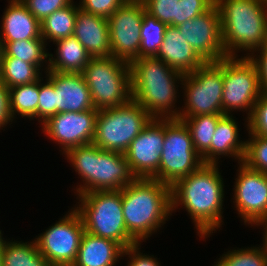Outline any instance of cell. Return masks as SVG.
<instances>
[{
	"mask_svg": "<svg viewBox=\"0 0 267 266\" xmlns=\"http://www.w3.org/2000/svg\"><path fill=\"white\" fill-rule=\"evenodd\" d=\"M79 8L87 13L108 19L126 0H80Z\"/></svg>",
	"mask_w": 267,
	"mask_h": 266,
	"instance_id": "39",
	"label": "cell"
},
{
	"mask_svg": "<svg viewBox=\"0 0 267 266\" xmlns=\"http://www.w3.org/2000/svg\"><path fill=\"white\" fill-rule=\"evenodd\" d=\"M234 203L244 224L254 226L267 219V174L239 162Z\"/></svg>",
	"mask_w": 267,
	"mask_h": 266,
	"instance_id": "14",
	"label": "cell"
},
{
	"mask_svg": "<svg viewBox=\"0 0 267 266\" xmlns=\"http://www.w3.org/2000/svg\"><path fill=\"white\" fill-rule=\"evenodd\" d=\"M1 53H2V46H1V43H0V59H1Z\"/></svg>",
	"mask_w": 267,
	"mask_h": 266,
	"instance_id": "47",
	"label": "cell"
},
{
	"mask_svg": "<svg viewBox=\"0 0 267 266\" xmlns=\"http://www.w3.org/2000/svg\"><path fill=\"white\" fill-rule=\"evenodd\" d=\"M86 232L117 242L123 249L137 244L128 234L124 221L121 190L93 191L78 196Z\"/></svg>",
	"mask_w": 267,
	"mask_h": 266,
	"instance_id": "6",
	"label": "cell"
},
{
	"mask_svg": "<svg viewBox=\"0 0 267 266\" xmlns=\"http://www.w3.org/2000/svg\"><path fill=\"white\" fill-rule=\"evenodd\" d=\"M185 106L179 117H192L201 114H221L223 95V59L205 62L194 72L184 74Z\"/></svg>",
	"mask_w": 267,
	"mask_h": 266,
	"instance_id": "10",
	"label": "cell"
},
{
	"mask_svg": "<svg viewBox=\"0 0 267 266\" xmlns=\"http://www.w3.org/2000/svg\"><path fill=\"white\" fill-rule=\"evenodd\" d=\"M246 141V152L243 159L249 168L267 174V137L249 133Z\"/></svg>",
	"mask_w": 267,
	"mask_h": 266,
	"instance_id": "33",
	"label": "cell"
},
{
	"mask_svg": "<svg viewBox=\"0 0 267 266\" xmlns=\"http://www.w3.org/2000/svg\"><path fill=\"white\" fill-rule=\"evenodd\" d=\"M167 27V24L147 12L144 13L140 33L139 58L157 56Z\"/></svg>",
	"mask_w": 267,
	"mask_h": 266,
	"instance_id": "31",
	"label": "cell"
},
{
	"mask_svg": "<svg viewBox=\"0 0 267 266\" xmlns=\"http://www.w3.org/2000/svg\"><path fill=\"white\" fill-rule=\"evenodd\" d=\"M121 194L126 228L137 243L148 239L172 215L171 187L159 180L136 178Z\"/></svg>",
	"mask_w": 267,
	"mask_h": 266,
	"instance_id": "3",
	"label": "cell"
},
{
	"mask_svg": "<svg viewBox=\"0 0 267 266\" xmlns=\"http://www.w3.org/2000/svg\"><path fill=\"white\" fill-rule=\"evenodd\" d=\"M220 258L214 266H267V254L262 246L232 249Z\"/></svg>",
	"mask_w": 267,
	"mask_h": 266,
	"instance_id": "32",
	"label": "cell"
},
{
	"mask_svg": "<svg viewBox=\"0 0 267 266\" xmlns=\"http://www.w3.org/2000/svg\"><path fill=\"white\" fill-rule=\"evenodd\" d=\"M130 73L132 100L153 118H179L180 110L174 109L178 93L176 86H179L176 83L183 81L184 74L156 56L133 60Z\"/></svg>",
	"mask_w": 267,
	"mask_h": 266,
	"instance_id": "2",
	"label": "cell"
},
{
	"mask_svg": "<svg viewBox=\"0 0 267 266\" xmlns=\"http://www.w3.org/2000/svg\"><path fill=\"white\" fill-rule=\"evenodd\" d=\"M260 52V55H249V58L255 63L259 78L262 94L267 95V42L259 49L255 50V52ZM258 56V57H257Z\"/></svg>",
	"mask_w": 267,
	"mask_h": 266,
	"instance_id": "41",
	"label": "cell"
},
{
	"mask_svg": "<svg viewBox=\"0 0 267 266\" xmlns=\"http://www.w3.org/2000/svg\"><path fill=\"white\" fill-rule=\"evenodd\" d=\"M74 36L91 57L111 56L108 19L79 8L75 19Z\"/></svg>",
	"mask_w": 267,
	"mask_h": 266,
	"instance_id": "19",
	"label": "cell"
},
{
	"mask_svg": "<svg viewBox=\"0 0 267 266\" xmlns=\"http://www.w3.org/2000/svg\"><path fill=\"white\" fill-rule=\"evenodd\" d=\"M9 5L2 16L0 43L17 40L43 39L41 24L21 0H9Z\"/></svg>",
	"mask_w": 267,
	"mask_h": 266,
	"instance_id": "20",
	"label": "cell"
},
{
	"mask_svg": "<svg viewBox=\"0 0 267 266\" xmlns=\"http://www.w3.org/2000/svg\"><path fill=\"white\" fill-rule=\"evenodd\" d=\"M40 76V69L34 64L15 57H1L0 59V80L8 89L36 82L42 78Z\"/></svg>",
	"mask_w": 267,
	"mask_h": 266,
	"instance_id": "28",
	"label": "cell"
},
{
	"mask_svg": "<svg viewBox=\"0 0 267 266\" xmlns=\"http://www.w3.org/2000/svg\"><path fill=\"white\" fill-rule=\"evenodd\" d=\"M38 101L39 80L9 88V111L12 119L16 113L25 118L37 119Z\"/></svg>",
	"mask_w": 267,
	"mask_h": 266,
	"instance_id": "29",
	"label": "cell"
},
{
	"mask_svg": "<svg viewBox=\"0 0 267 266\" xmlns=\"http://www.w3.org/2000/svg\"><path fill=\"white\" fill-rule=\"evenodd\" d=\"M2 266H52L39 252L36 241H6L2 249Z\"/></svg>",
	"mask_w": 267,
	"mask_h": 266,
	"instance_id": "26",
	"label": "cell"
},
{
	"mask_svg": "<svg viewBox=\"0 0 267 266\" xmlns=\"http://www.w3.org/2000/svg\"><path fill=\"white\" fill-rule=\"evenodd\" d=\"M46 83L39 79V101L37 109L38 121L42 124L56 115L55 86L46 78Z\"/></svg>",
	"mask_w": 267,
	"mask_h": 266,
	"instance_id": "35",
	"label": "cell"
},
{
	"mask_svg": "<svg viewBox=\"0 0 267 266\" xmlns=\"http://www.w3.org/2000/svg\"><path fill=\"white\" fill-rule=\"evenodd\" d=\"M45 45L47 43H45L44 39L7 42L2 47L1 57H15L24 62L34 64L41 69L45 61L48 63L47 59L49 58Z\"/></svg>",
	"mask_w": 267,
	"mask_h": 266,
	"instance_id": "30",
	"label": "cell"
},
{
	"mask_svg": "<svg viewBox=\"0 0 267 266\" xmlns=\"http://www.w3.org/2000/svg\"><path fill=\"white\" fill-rule=\"evenodd\" d=\"M141 243L129 246L123 250L122 256L129 255L130 258L127 266H161L160 263L155 259L154 256L145 255L139 250ZM143 254V255H142Z\"/></svg>",
	"mask_w": 267,
	"mask_h": 266,
	"instance_id": "40",
	"label": "cell"
},
{
	"mask_svg": "<svg viewBox=\"0 0 267 266\" xmlns=\"http://www.w3.org/2000/svg\"><path fill=\"white\" fill-rule=\"evenodd\" d=\"M180 0H142L145 11L157 20L176 26V10Z\"/></svg>",
	"mask_w": 267,
	"mask_h": 266,
	"instance_id": "34",
	"label": "cell"
},
{
	"mask_svg": "<svg viewBox=\"0 0 267 266\" xmlns=\"http://www.w3.org/2000/svg\"><path fill=\"white\" fill-rule=\"evenodd\" d=\"M3 235H2V232H1V230H0V249H3V247H4V244H5V240H3L4 238L2 237Z\"/></svg>",
	"mask_w": 267,
	"mask_h": 266,
	"instance_id": "44",
	"label": "cell"
},
{
	"mask_svg": "<svg viewBox=\"0 0 267 266\" xmlns=\"http://www.w3.org/2000/svg\"><path fill=\"white\" fill-rule=\"evenodd\" d=\"M145 7L142 1H126L109 18L111 55L131 63L139 59L141 25Z\"/></svg>",
	"mask_w": 267,
	"mask_h": 266,
	"instance_id": "13",
	"label": "cell"
},
{
	"mask_svg": "<svg viewBox=\"0 0 267 266\" xmlns=\"http://www.w3.org/2000/svg\"><path fill=\"white\" fill-rule=\"evenodd\" d=\"M193 146L189 128L179 119H165V138L157 180L172 187L203 165Z\"/></svg>",
	"mask_w": 267,
	"mask_h": 266,
	"instance_id": "9",
	"label": "cell"
},
{
	"mask_svg": "<svg viewBox=\"0 0 267 266\" xmlns=\"http://www.w3.org/2000/svg\"><path fill=\"white\" fill-rule=\"evenodd\" d=\"M67 214L34 239L39 252L52 266L73 265L85 232L78 211L72 208Z\"/></svg>",
	"mask_w": 267,
	"mask_h": 266,
	"instance_id": "12",
	"label": "cell"
},
{
	"mask_svg": "<svg viewBox=\"0 0 267 266\" xmlns=\"http://www.w3.org/2000/svg\"><path fill=\"white\" fill-rule=\"evenodd\" d=\"M123 250L117 242L85 231L72 266H114Z\"/></svg>",
	"mask_w": 267,
	"mask_h": 266,
	"instance_id": "23",
	"label": "cell"
},
{
	"mask_svg": "<svg viewBox=\"0 0 267 266\" xmlns=\"http://www.w3.org/2000/svg\"><path fill=\"white\" fill-rule=\"evenodd\" d=\"M222 116L221 114H201L178 118L189 128L193 146L201 157L210 150L212 137Z\"/></svg>",
	"mask_w": 267,
	"mask_h": 266,
	"instance_id": "27",
	"label": "cell"
},
{
	"mask_svg": "<svg viewBox=\"0 0 267 266\" xmlns=\"http://www.w3.org/2000/svg\"><path fill=\"white\" fill-rule=\"evenodd\" d=\"M64 155L83 181L75 188L78 196L121 190L136 179L124 153L103 150L91 143L71 148Z\"/></svg>",
	"mask_w": 267,
	"mask_h": 266,
	"instance_id": "4",
	"label": "cell"
},
{
	"mask_svg": "<svg viewBox=\"0 0 267 266\" xmlns=\"http://www.w3.org/2000/svg\"><path fill=\"white\" fill-rule=\"evenodd\" d=\"M153 117L137 102L98 110L93 144L107 151L125 153Z\"/></svg>",
	"mask_w": 267,
	"mask_h": 266,
	"instance_id": "8",
	"label": "cell"
},
{
	"mask_svg": "<svg viewBox=\"0 0 267 266\" xmlns=\"http://www.w3.org/2000/svg\"><path fill=\"white\" fill-rule=\"evenodd\" d=\"M156 57L182 74L192 73L205 63L185 40L183 34H180L178 27L171 25H168L165 31L163 43Z\"/></svg>",
	"mask_w": 267,
	"mask_h": 266,
	"instance_id": "21",
	"label": "cell"
},
{
	"mask_svg": "<svg viewBox=\"0 0 267 266\" xmlns=\"http://www.w3.org/2000/svg\"><path fill=\"white\" fill-rule=\"evenodd\" d=\"M223 86L224 115H231L234 110H248V120L255 103L262 96L258 70L249 56L223 58Z\"/></svg>",
	"mask_w": 267,
	"mask_h": 266,
	"instance_id": "11",
	"label": "cell"
},
{
	"mask_svg": "<svg viewBox=\"0 0 267 266\" xmlns=\"http://www.w3.org/2000/svg\"><path fill=\"white\" fill-rule=\"evenodd\" d=\"M57 45L56 58L49 54L46 71L81 73L91 56L85 47L73 35L54 42Z\"/></svg>",
	"mask_w": 267,
	"mask_h": 266,
	"instance_id": "24",
	"label": "cell"
},
{
	"mask_svg": "<svg viewBox=\"0 0 267 266\" xmlns=\"http://www.w3.org/2000/svg\"><path fill=\"white\" fill-rule=\"evenodd\" d=\"M46 77L55 86L56 114L96 110L82 73L47 71Z\"/></svg>",
	"mask_w": 267,
	"mask_h": 266,
	"instance_id": "18",
	"label": "cell"
},
{
	"mask_svg": "<svg viewBox=\"0 0 267 266\" xmlns=\"http://www.w3.org/2000/svg\"><path fill=\"white\" fill-rule=\"evenodd\" d=\"M177 27L205 62H217L227 57L222 43L221 17L216 4Z\"/></svg>",
	"mask_w": 267,
	"mask_h": 266,
	"instance_id": "16",
	"label": "cell"
},
{
	"mask_svg": "<svg viewBox=\"0 0 267 266\" xmlns=\"http://www.w3.org/2000/svg\"><path fill=\"white\" fill-rule=\"evenodd\" d=\"M98 110L59 112L41 124L43 133L61 145L62 154L71 148L91 144L95 135Z\"/></svg>",
	"mask_w": 267,
	"mask_h": 266,
	"instance_id": "17",
	"label": "cell"
},
{
	"mask_svg": "<svg viewBox=\"0 0 267 266\" xmlns=\"http://www.w3.org/2000/svg\"><path fill=\"white\" fill-rule=\"evenodd\" d=\"M257 226H263V230H265L264 231V233H263V249H264V251H265V253L267 254V219H265V220H262V221H260V222H258L257 224H256Z\"/></svg>",
	"mask_w": 267,
	"mask_h": 266,
	"instance_id": "43",
	"label": "cell"
},
{
	"mask_svg": "<svg viewBox=\"0 0 267 266\" xmlns=\"http://www.w3.org/2000/svg\"><path fill=\"white\" fill-rule=\"evenodd\" d=\"M29 12L42 22L46 17L56 10L62 9L71 4L73 0H21Z\"/></svg>",
	"mask_w": 267,
	"mask_h": 266,
	"instance_id": "38",
	"label": "cell"
},
{
	"mask_svg": "<svg viewBox=\"0 0 267 266\" xmlns=\"http://www.w3.org/2000/svg\"><path fill=\"white\" fill-rule=\"evenodd\" d=\"M265 6H267V0H260Z\"/></svg>",
	"mask_w": 267,
	"mask_h": 266,
	"instance_id": "46",
	"label": "cell"
},
{
	"mask_svg": "<svg viewBox=\"0 0 267 266\" xmlns=\"http://www.w3.org/2000/svg\"><path fill=\"white\" fill-rule=\"evenodd\" d=\"M12 121L9 111V89L0 80V129Z\"/></svg>",
	"mask_w": 267,
	"mask_h": 266,
	"instance_id": "42",
	"label": "cell"
},
{
	"mask_svg": "<svg viewBox=\"0 0 267 266\" xmlns=\"http://www.w3.org/2000/svg\"><path fill=\"white\" fill-rule=\"evenodd\" d=\"M215 0H180L176 10V26L208 11Z\"/></svg>",
	"mask_w": 267,
	"mask_h": 266,
	"instance_id": "36",
	"label": "cell"
},
{
	"mask_svg": "<svg viewBox=\"0 0 267 266\" xmlns=\"http://www.w3.org/2000/svg\"><path fill=\"white\" fill-rule=\"evenodd\" d=\"M126 1H142V0H126Z\"/></svg>",
	"mask_w": 267,
	"mask_h": 266,
	"instance_id": "48",
	"label": "cell"
},
{
	"mask_svg": "<svg viewBox=\"0 0 267 266\" xmlns=\"http://www.w3.org/2000/svg\"><path fill=\"white\" fill-rule=\"evenodd\" d=\"M246 126L247 131L254 135L267 137V95L262 96L254 105L253 112L248 120Z\"/></svg>",
	"mask_w": 267,
	"mask_h": 266,
	"instance_id": "37",
	"label": "cell"
},
{
	"mask_svg": "<svg viewBox=\"0 0 267 266\" xmlns=\"http://www.w3.org/2000/svg\"><path fill=\"white\" fill-rule=\"evenodd\" d=\"M78 9L79 4L76 6L74 2H72L66 7L56 10L40 22L41 37L45 42L50 39L49 42L53 41L54 43L73 35Z\"/></svg>",
	"mask_w": 267,
	"mask_h": 266,
	"instance_id": "25",
	"label": "cell"
},
{
	"mask_svg": "<svg viewBox=\"0 0 267 266\" xmlns=\"http://www.w3.org/2000/svg\"><path fill=\"white\" fill-rule=\"evenodd\" d=\"M81 73L96 110L115 108L132 99L129 63L112 55L91 57Z\"/></svg>",
	"mask_w": 267,
	"mask_h": 266,
	"instance_id": "7",
	"label": "cell"
},
{
	"mask_svg": "<svg viewBox=\"0 0 267 266\" xmlns=\"http://www.w3.org/2000/svg\"><path fill=\"white\" fill-rule=\"evenodd\" d=\"M165 138V119L153 118L124 153L136 178L157 180Z\"/></svg>",
	"mask_w": 267,
	"mask_h": 266,
	"instance_id": "15",
	"label": "cell"
},
{
	"mask_svg": "<svg viewBox=\"0 0 267 266\" xmlns=\"http://www.w3.org/2000/svg\"><path fill=\"white\" fill-rule=\"evenodd\" d=\"M220 174L218 164H203L171 187L172 211L184 206L200 238L209 237L223 222L224 184Z\"/></svg>",
	"mask_w": 267,
	"mask_h": 266,
	"instance_id": "1",
	"label": "cell"
},
{
	"mask_svg": "<svg viewBox=\"0 0 267 266\" xmlns=\"http://www.w3.org/2000/svg\"><path fill=\"white\" fill-rule=\"evenodd\" d=\"M233 115H223L212 137L210 150L202 157L204 164H218L222 156L237 158L238 163L243 162L246 152V141H239V131ZM218 158V159H217Z\"/></svg>",
	"mask_w": 267,
	"mask_h": 266,
	"instance_id": "22",
	"label": "cell"
},
{
	"mask_svg": "<svg viewBox=\"0 0 267 266\" xmlns=\"http://www.w3.org/2000/svg\"><path fill=\"white\" fill-rule=\"evenodd\" d=\"M227 56L249 51V56L267 42V6L260 0H215ZM236 52V54H235Z\"/></svg>",
	"mask_w": 267,
	"mask_h": 266,
	"instance_id": "5",
	"label": "cell"
},
{
	"mask_svg": "<svg viewBox=\"0 0 267 266\" xmlns=\"http://www.w3.org/2000/svg\"><path fill=\"white\" fill-rule=\"evenodd\" d=\"M0 266H2V249H0Z\"/></svg>",
	"mask_w": 267,
	"mask_h": 266,
	"instance_id": "45",
	"label": "cell"
}]
</instances>
